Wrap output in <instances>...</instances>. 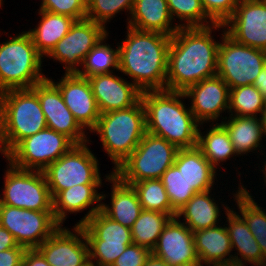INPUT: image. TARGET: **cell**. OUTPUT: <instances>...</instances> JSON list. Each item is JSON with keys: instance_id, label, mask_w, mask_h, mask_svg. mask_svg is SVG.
Here are the masks:
<instances>
[{"instance_id": "50", "label": "cell", "mask_w": 266, "mask_h": 266, "mask_svg": "<svg viewBox=\"0 0 266 266\" xmlns=\"http://www.w3.org/2000/svg\"><path fill=\"white\" fill-rule=\"evenodd\" d=\"M179 266H206V265L202 264L200 261H195L187 264H181Z\"/></svg>"}, {"instance_id": "49", "label": "cell", "mask_w": 266, "mask_h": 266, "mask_svg": "<svg viewBox=\"0 0 266 266\" xmlns=\"http://www.w3.org/2000/svg\"><path fill=\"white\" fill-rule=\"evenodd\" d=\"M264 154H266V153H263L262 154V156H264L265 158H262L263 159V161L264 162H262V163H264V165L262 166V167H260V164H259V170L258 169H255V170H257V171H259V172H262V179H264V184H262V185H265L266 186V155H264ZM262 168V169H261Z\"/></svg>"}, {"instance_id": "8", "label": "cell", "mask_w": 266, "mask_h": 266, "mask_svg": "<svg viewBox=\"0 0 266 266\" xmlns=\"http://www.w3.org/2000/svg\"><path fill=\"white\" fill-rule=\"evenodd\" d=\"M90 142L93 141L74 145L43 171L52 198L59 191L79 184H104L102 181L107 180L113 173L110 171L104 175L105 179L101 176L99 160L88 147L91 145Z\"/></svg>"}, {"instance_id": "40", "label": "cell", "mask_w": 266, "mask_h": 266, "mask_svg": "<svg viewBox=\"0 0 266 266\" xmlns=\"http://www.w3.org/2000/svg\"><path fill=\"white\" fill-rule=\"evenodd\" d=\"M39 5L38 10L70 16L76 21L86 19V0H44V2Z\"/></svg>"}, {"instance_id": "39", "label": "cell", "mask_w": 266, "mask_h": 266, "mask_svg": "<svg viewBox=\"0 0 266 266\" xmlns=\"http://www.w3.org/2000/svg\"><path fill=\"white\" fill-rule=\"evenodd\" d=\"M86 19L103 25L106 29L118 13L124 11L127 14V21L130 18L135 0H87Z\"/></svg>"}, {"instance_id": "44", "label": "cell", "mask_w": 266, "mask_h": 266, "mask_svg": "<svg viewBox=\"0 0 266 266\" xmlns=\"http://www.w3.org/2000/svg\"><path fill=\"white\" fill-rule=\"evenodd\" d=\"M21 266H50L43 255L37 249H26Z\"/></svg>"}, {"instance_id": "33", "label": "cell", "mask_w": 266, "mask_h": 266, "mask_svg": "<svg viewBox=\"0 0 266 266\" xmlns=\"http://www.w3.org/2000/svg\"><path fill=\"white\" fill-rule=\"evenodd\" d=\"M175 216L176 214L142 210L131 228L133 244L146 247L152 251L163 229Z\"/></svg>"}, {"instance_id": "16", "label": "cell", "mask_w": 266, "mask_h": 266, "mask_svg": "<svg viewBox=\"0 0 266 266\" xmlns=\"http://www.w3.org/2000/svg\"><path fill=\"white\" fill-rule=\"evenodd\" d=\"M223 25L237 43L266 51V0H239Z\"/></svg>"}, {"instance_id": "22", "label": "cell", "mask_w": 266, "mask_h": 266, "mask_svg": "<svg viewBox=\"0 0 266 266\" xmlns=\"http://www.w3.org/2000/svg\"><path fill=\"white\" fill-rule=\"evenodd\" d=\"M151 253L170 266L199 261L193 232L176 217L165 226Z\"/></svg>"}, {"instance_id": "41", "label": "cell", "mask_w": 266, "mask_h": 266, "mask_svg": "<svg viewBox=\"0 0 266 266\" xmlns=\"http://www.w3.org/2000/svg\"><path fill=\"white\" fill-rule=\"evenodd\" d=\"M239 0H201L207 16L215 24H224L233 14Z\"/></svg>"}, {"instance_id": "46", "label": "cell", "mask_w": 266, "mask_h": 266, "mask_svg": "<svg viewBox=\"0 0 266 266\" xmlns=\"http://www.w3.org/2000/svg\"><path fill=\"white\" fill-rule=\"evenodd\" d=\"M253 86H255L260 93L266 97V67H264L257 78L255 79Z\"/></svg>"}, {"instance_id": "19", "label": "cell", "mask_w": 266, "mask_h": 266, "mask_svg": "<svg viewBox=\"0 0 266 266\" xmlns=\"http://www.w3.org/2000/svg\"><path fill=\"white\" fill-rule=\"evenodd\" d=\"M61 79H49L59 88L64 103L75 120L88 133L96 125L100 112L88 78L77 73H63Z\"/></svg>"}, {"instance_id": "54", "label": "cell", "mask_w": 266, "mask_h": 266, "mask_svg": "<svg viewBox=\"0 0 266 266\" xmlns=\"http://www.w3.org/2000/svg\"><path fill=\"white\" fill-rule=\"evenodd\" d=\"M4 1L0 0V8L3 7Z\"/></svg>"}, {"instance_id": "27", "label": "cell", "mask_w": 266, "mask_h": 266, "mask_svg": "<svg viewBox=\"0 0 266 266\" xmlns=\"http://www.w3.org/2000/svg\"><path fill=\"white\" fill-rule=\"evenodd\" d=\"M220 123L228 131L238 158L239 156L243 158V155L244 157L245 155L249 156V154L255 152L259 155L265 153L264 149L266 148L262 142L264 137L260 117L229 115Z\"/></svg>"}, {"instance_id": "12", "label": "cell", "mask_w": 266, "mask_h": 266, "mask_svg": "<svg viewBox=\"0 0 266 266\" xmlns=\"http://www.w3.org/2000/svg\"><path fill=\"white\" fill-rule=\"evenodd\" d=\"M89 247V258L97 266H112L132 244L131 229L113 221L101 210L80 226Z\"/></svg>"}, {"instance_id": "43", "label": "cell", "mask_w": 266, "mask_h": 266, "mask_svg": "<svg viewBox=\"0 0 266 266\" xmlns=\"http://www.w3.org/2000/svg\"><path fill=\"white\" fill-rule=\"evenodd\" d=\"M25 248L17 246L5 251H0V266H21Z\"/></svg>"}, {"instance_id": "35", "label": "cell", "mask_w": 266, "mask_h": 266, "mask_svg": "<svg viewBox=\"0 0 266 266\" xmlns=\"http://www.w3.org/2000/svg\"><path fill=\"white\" fill-rule=\"evenodd\" d=\"M265 105L266 97L253 85L239 86L229 91L230 116L260 117Z\"/></svg>"}, {"instance_id": "47", "label": "cell", "mask_w": 266, "mask_h": 266, "mask_svg": "<svg viewBox=\"0 0 266 266\" xmlns=\"http://www.w3.org/2000/svg\"><path fill=\"white\" fill-rule=\"evenodd\" d=\"M144 266H170L166 261L151 253L146 259Z\"/></svg>"}, {"instance_id": "32", "label": "cell", "mask_w": 266, "mask_h": 266, "mask_svg": "<svg viewBox=\"0 0 266 266\" xmlns=\"http://www.w3.org/2000/svg\"><path fill=\"white\" fill-rule=\"evenodd\" d=\"M237 190L232 191L233 202L236 211L247 223V226L257 241L263 257L266 259V209H264L254 198L247 186L238 179ZM254 197V198H253Z\"/></svg>"}, {"instance_id": "36", "label": "cell", "mask_w": 266, "mask_h": 266, "mask_svg": "<svg viewBox=\"0 0 266 266\" xmlns=\"http://www.w3.org/2000/svg\"><path fill=\"white\" fill-rule=\"evenodd\" d=\"M131 185L137 193L142 210L176 214L172 208L165 187L160 179L141 180Z\"/></svg>"}, {"instance_id": "21", "label": "cell", "mask_w": 266, "mask_h": 266, "mask_svg": "<svg viewBox=\"0 0 266 266\" xmlns=\"http://www.w3.org/2000/svg\"><path fill=\"white\" fill-rule=\"evenodd\" d=\"M104 186V184H79L59 191L52 198L53 214L56 221L63 226L69 213L77 215L89 209L84 217L75 224V226L83 225L97 211L101 210L102 192L98 190Z\"/></svg>"}, {"instance_id": "37", "label": "cell", "mask_w": 266, "mask_h": 266, "mask_svg": "<svg viewBox=\"0 0 266 266\" xmlns=\"http://www.w3.org/2000/svg\"><path fill=\"white\" fill-rule=\"evenodd\" d=\"M167 5L174 23L179 21V28L207 27L215 24L207 16L201 0H167Z\"/></svg>"}, {"instance_id": "18", "label": "cell", "mask_w": 266, "mask_h": 266, "mask_svg": "<svg viewBox=\"0 0 266 266\" xmlns=\"http://www.w3.org/2000/svg\"><path fill=\"white\" fill-rule=\"evenodd\" d=\"M36 249L50 266H80L89 259L85 233L75 225L73 228L60 226Z\"/></svg>"}, {"instance_id": "11", "label": "cell", "mask_w": 266, "mask_h": 266, "mask_svg": "<svg viewBox=\"0 0 266 266\" xmlns=\"http://www.w3.org/2000/svg\"><path fill=\"white\" fill-rule=\"evenodd\" d=\"M74 145L65 135L46 127L21 140L4 158L22 170L44 171Z\"/></svg>"}, {"instance_id": "25", "label": "cell", "mask_w": 266, "mask_h": 266, "mask_svg": "<svg viewBox=\"0 0 266 266\" xmlns=\"http://www.w3.org/2000/svg\"><path fill=\"white\" fill-rule=\"evenodd\" d=\"M167 0H135L127 26L172 36L179 26L173 23Z\"/></svg>"}, {"instance_id": "51", "label": "cell", "mask_w": 266, "mask_h": 266, "mask_svg": "<svg viewBox=\"0 0 266 266\" xmlns=\"http://www.w3.org/2000/svg\"><path fill=\"white\" fill-rule=\"evenodd\" d=\"M213 266H246L240 263H235V262H231V263H223V264H216Z\"/></svg>"}, {"instance_id": "48", "label": "cell", "mask_w": 266, "mask_h": 266, "mask_svg": "<svg viewBox=\"0 0 266 266\" xmlns=\"http://www.w3.org/2000/svg\"><path fill=\"white\" fill-rule=\"evenodd\" d=\"M260 120H261V125H262L263 137L265 139L266 138V105H265V108L263 109V112L260 115ZM263 141H266V139Z\"/></svg>"}, {"instance_id": "34", "label": "cell", "mask_w": 266, "mask_h": 266, "mask_svg": "<svg viewBox=\"0 0 266 266\" xmlns=\"http://www.w3.org/2000/svg\"><path fill=\"white\" fill-rule=\"evenodd\" d=\"M109 34L105 35L86 55L81 68L77 72L79 76L88 78L97 74L119 71L118 42L117 47L114 45L112 47L107 42Z\"/></svg>"}, {"instance_id": "6", "label": "cell", "mask_w": 266, "mask_h": 266, "mask_svg": "<svg viewBox=\"0 0 266 266\" xmlns=\"http://www.w3.org/2000/svg\"><path fill=\"white\" fill-rule=\"evenodd\" d=\"M0 43V93L30 89L48 77L42 71L44 58L25 30Z\"/></svg>"}, {"instance_id": "53", "label": "cell", "mask_w": 266, "mask_h": 266, "mask_svg": "<svg viewBox=\"0 0 266 266\" xmlns=\"http://www.w3.org/2000/svg\"><path fill=\"white\" fill-rule=\"evenodd\" d=\"M251 266H266V263H263V264H252Z\"/></svg>"}, {"instance_id": "45", "label": "cell", "mask_w": 266, "mask_h": 266, "mask_svg": "<svg viewBox=\"0 0 266 266\" xmlns=\"http://www.w3.org/2000/svg\"><path fill=\"white\" fill-rule=\"evenodd\" d=\"M18 243L13 235L4 227L0 226V251L16 248Z\"/></svg>"}, {"instance_id": "5", "label": "cell", "mask_w": 266, "mask_h": 266, "mask_svg": "<svg viewBox=\"0 0 266 266\" xmlns=\"http://www.w3.org/2000/svg\"><path fill=\"white\" fill-rule=\"evenodd\" d=\"M146 112L140 99L130 108L100 114L95 127L88 133H96L108 154L115 171L135 150L146 134Z\"/></svg>"}, {"instance_id": "24", "label": "cell", "mask_w": 266, "mask_h": 266, "mask_svg": "<svg viewBox=\"0 0 266 266\" xmlns=\"http://www.w3.org/2000/svg\"><path fill=\"white\" fill-rule=\"evenodd\" d=\"M105 182L111 183V191L109 195L102 191L101 211L113 221L131 229L142 211L136 191L113 173ZM109 196L110 203L103 202Z\"/></svg>"}, {"instance_id": "52", "label": "cell", "mask_w": 266, "mask_h": 266, "mask_svg": "<svg viewBox=\"0 0 266 266\" xmlns=\"http://www.w3.org/2000/svg\"><path fill=\"white\" fill-rule=\"evenodd\" d=\"M80 266H97L96 263L90 258Z\"/></svg>"}, {"instance_id": "29", "label": "cell", "mask_w": 266, "mask_h": 266, "mask_svg": "<svg viewBox=\"0 0 266 266\" xmlns=\"http://www.w3.org/2000/svg\"><path fill=\"white\" fill-rule=\"evenodd\" d=\"M174 165L182 172L196 192L214 190L217 171L197 148L179 149ZM215 184V185H214Z\"/></svg>"}, {"instance_id": "3", "label": "cell", "mask_w": 266, "mask_h": 266, "mask_svg": "<svg viewBox=\"0 0 266 266\" xmlns=\"http://www.w3.org/2000/svg\"><path fill=\"white\" fill-rule=\"evenodd\" d=\"M185 99L183 91H143L141 100L146 112V131L163 137L179 149L197 147L200 123L184 103Z\"/></svg>"}, {"instance_id": "28", "label": "cell", "mask_w": 266, "mask_h": 266, "mask_svg": "<svg viewBox=\"0 0 266 266\" xmlns=\"http://www.w3.org/2000/svg\"><path fill=\"white\" fill-rule=\"evenodd\" d=\"M193 232L199 261L206 266L233 262V251L225 223Z\"/></svg>"}, {"instance_id": "17", "label": "cell", "mask_w": 266, "mask_h": 266, "mask_svg": "<svg viewBox=\"0 0 266 266\" xmlns=\"http://www.w3.org/2000/svg\"><path fill=\"white\" fill-rule=\"evenodd\" d=\"M229 91L228 85L215 75L189 86L183 93L190 102L188 106L195 119L207 125L209 122H222L226 118L222 114L229 110Z\"/></svg>"}, {"instance_id": "10", "label": "cell", "mask_w": 266, "mask_h": 266, "mask_svg": "<svg viewBox=\"0 0 266 266\" xmlns=\"http://www.w3.org/2000/svg\"><path fill=\"white\" fill-rule=\"evenodd\" d=\"M220 34L217 75L229 89L253 85L266 67V51L237 43L225 33V29Z\"/></svg>"}, {"instance_id": "42", "label": "cell", "mask_w": 266, "mask_h": 266, "mask_svg": "<svg viewBox=\"0 0 266 266\" xmlns=\"http://www.w3.org/2000/svg\"><path fill=\"white\" fill-rule=\"evenodd\" d=\"M151 251L137 244H130L112 266H144Z\"/></svg>"}, {"instance_id": "31", "label": "cell", "mask_w": 266, "mask_h": 266, "mask_svg": "<svg viewBox=\"0 0 266 266\" xmlns=\"http://www.w3.org/2000/svg\"><path fill=\"white\" fill-rule=\"evenodd\" d=\"M203 126L206 125L204 123L199 125L197 148L203 153L210 164L217 171L219 170L221 172L220 169L224 168L221 167L223 162H227L232 158L236 161L235 157L237 154L231 143L229 133L220 122L209 123L208 128H204ZM201 129H206L207 131L202 132Z\"/></svg>"}, {"instance_id": "2", "label": "cell", "mask_w": 266, "mask_h": 266, "mask_svg": "<svg viewBox=\"0 0 266 266\" xmlns=\"http://www.w3.org/2000/svg\"><path fill=\"white\" fill-rule=\"evenodd\" d=\"M125 40L118 42L119 72L128 76L141 92L166 90L171 36L125 27Z\"/></svg>"}, {"instance_id": "23", "label": "cell", "mask_w": 266, "mask_h": 266, "mask_svg": "<svg viewBox=\"0 0 266 266\" xmlns=\"http://www.w3.org/2000/svg\"><path fill=\"white\" fill-rule=\"evenodd\" d=\"M211 193L212 190L197 192L176 213L175 217L179 221L182 220V223H184L192 232L220 225L222 221L221 219L223 218L222 216H224L221 212L224 211L227 213L232 209L223 201L218 202L216 200L217 197H220L219 195L215 197ZM221 209L224 210L220 211Z\"/></svg>"}, {"instance_id": "20", "label": "cell", "mask_w": 266, "mask_h": 266, "mask_svg": "<svg viewBox=\"0 0 266 266\" xmlns=\"http://www.w3.org/2000/svg\"><path fill=\"white\" fill-rule=\"evenodd\" d=\"M116 72L88 77L100 114L127 109L141 99V91Z\"/></svg>"}, {"instance_id": "1", "label": "cell", "mask_w": 266, "mask_h": 266, "mask_svg": "<svg viewBox=\"0 0 266 266\" xmlns=\"http://www.w3.org/2000/svg\"><path fill=\"white\" fill-rule=\"evenodd\" d=\"M223 24L180 27L172 36L168 51L166 90L184 91L189 86L217 75L220 40L212 32Z\"/></svg>"}, {"instance_id": "14", "label": "cell", "mask_w": 266, "mask_h": 266, "mask_svg": "<svg viewBox=\"0 0 266 266\" xmlns=\"http://www.w3.org/2000/svg\"><path fill=\"white\" fill-rule=\"evenodd\" d=\"M108 33V29L92 20L75 21L46 57L63 64L65 73H77L86 55Z\"/></svg>"}, {"instance_id": "9", "label": "cell", "mask_w": 266, "mask_h": 266, "mask_svg": "<svg viewBox=\"0 0 266 266\" xmlns=\"http://www.w3.org/2000/svg\"><path fill=\"white\" fill-rule=\"evenodd\" d=\"M6 163L0 204L32 211H53V199L44 172L22 170Z\"/></svg>"}, {"instance_id": "13", "label": "cell", "mask_w": 266, "mask_h": 266, "mask_svg": "<svg viewBox=\"0 0 266 266\" xmlns=\"http://www.w3.org/2000/svg\"><path fill=\"white\" fill-rule=\"evenodd\" d=\"M0 226L13 235L19 246L36 249L61 225L53 211H32L0 204Z\"/></svg>"}, {"instance_id": "15", "label": "cell", "mask_w": 266, "mask_h": 266, "mask_svg": "<svg viewBox=\"0 0 266 266\" xmlns=\"http://www.w3.org/2000/svg\"><path fill=\"white\" fill-rule=\"evenodd\" d=\"M31 89L38 96L48 128L65 135L75 145L89 142L90 136L75 120L59 88L48 77Z\"/></svg>"}, {"instance_id": "38", "label": "cell", "mask_w": 266, "mask_h": 266, "mask_svg": "<svg viewBox=\"0 0 266 266\" xmlns=\"http://www.w3.org/2000/svg\"><path fill=\"white\" fill-rule=\"evenodd\" d=\"M160 180L176 212L197 193L174 164L163 173Z\"/></svg>"}, {"instance_id": "30", "label": "cell", "mask_w": 266, "mask_h": 266, "mask_svg": "<svg viewBox=\"0 0 266 266\" xmlns=\"http://www.w3.org/2000/svg\"><path fill=\"white\" fill-rule=\"evenodd\" d=\"M37 13L40 21L27 32L30 34L38 53L45 59L57 42L69 32L76 20L70 16L44 10H38Z\"/></svg>"}, {"instance_id": "4", "label": "cell", "mask_w": 266, "mask_h": 266, "mask_svg": "<svg viewBox=\"0 0 266 266\" xmlns=\"http://www.w3.org/2000/svg\"><path fill=\"white\" fill-rule=\"evenodd\" d=\"M46 127L40 101L31 88L0 93V154L3 158L21 140Z\"/></svg>"}, {"instance_id": "7", "label": "cell", "mask_w": 266, "mask_h": 266, "mask_svg": "<svg viewBox=\"0 0 266 266\" xmlns=\"http://www.w3.org/2000/svg\"><path fill=\"white\" fill-rule=\"evenodd\" d=\"M178 150L177 146L163 137L146 132L135 150L113 171V174L125 184L160 179L174 164Z\"/></svg>"}, {"instance_id": "26", "label": "cell", "mask_w": 266, "mask_h": 266, "mask_svg": "<svg viewBox=\"0 0 266 266\" xmlns=\"http://www.w3.org/2000/svg\"><path fill=\"white\" fill-rule=\"evenodd\" d=\"M236 207H232L225 216L223 221L229 234L233 254V262L243 265L263 264L266 259L263 257L255 237L249 230L245 220L236 212ZM237 251V252H236Z\"/></svg>"}]
</instances>
